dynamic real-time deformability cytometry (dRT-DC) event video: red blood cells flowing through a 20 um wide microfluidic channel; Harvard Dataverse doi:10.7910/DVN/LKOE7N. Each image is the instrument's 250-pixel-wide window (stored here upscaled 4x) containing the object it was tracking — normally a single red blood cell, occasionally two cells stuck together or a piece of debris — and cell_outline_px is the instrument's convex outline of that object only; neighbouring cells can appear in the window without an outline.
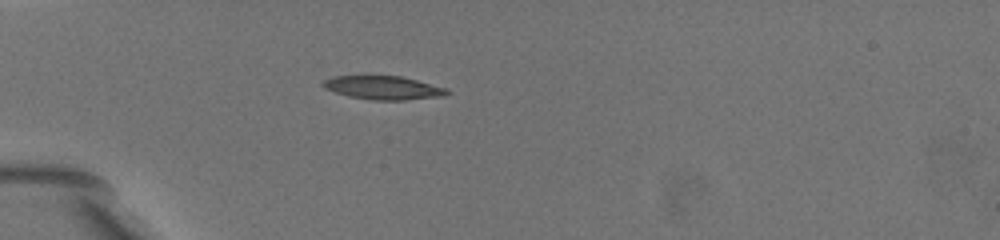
{"species": "common noctule bat (a hibernating species)", "species_latin": "Nyctalus noctula", "temperature_condition": "warm", "stored_images_in_passage": 11, "camera_frame_rate_fps": 3000, "um_per_image_px": 0.085, "animal": {"sex": "female", "body_mass_g": 19.5, "forearm_length_mm": 54.1}, "frame": {"image": 1, "passage_image": 8, "time_ms": 3.0, "image_size_px": [1000, 240], "cell_outline_px": [[452, 92], [444, 96], [404, 100], [372, 100], [348, 96], [324, 88], [320, 84], [324, 80], [332, 76], [368, 72], [400, 76], [448, 88]], "centroid_in_image_um": [32.52, 7.4], "position_along_channel_um": 52.5, "area_um2": 18.03}}
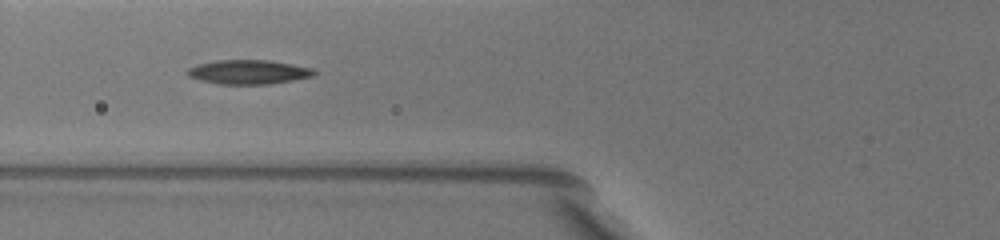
{"frame": {"image": 2, "passage_image": 10, "time_ms": 5.0, "image_size_px": [1000, 240], "cell_outline_px": [[316, 72], [312, 76], [292, 80], [268, 84], [220, 84], [200, 80], [188, 76], [184, 72], [188, 68], [196, 64], [216, 60], [268, 60], [292, 64], [312, 68]], "centroid_in_image_um": [21.06, 6.11], "position_along_channel_um": 104.7, "area_um2": 17.86}}